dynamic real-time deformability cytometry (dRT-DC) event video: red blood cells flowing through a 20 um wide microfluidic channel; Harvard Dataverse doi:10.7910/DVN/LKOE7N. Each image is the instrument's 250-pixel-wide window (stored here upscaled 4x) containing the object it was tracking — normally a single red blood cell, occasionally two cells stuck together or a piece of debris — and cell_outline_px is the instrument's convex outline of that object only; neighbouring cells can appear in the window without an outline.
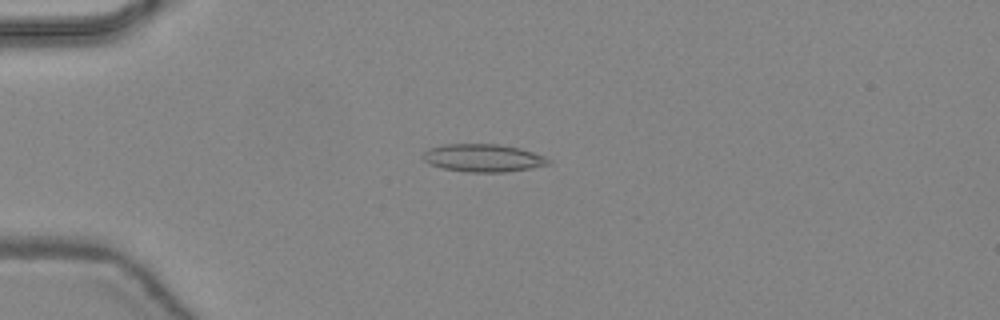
{"species": "common noctule bat (a hibernating species)", "species_latin": "Nyctalus noctula", "temperature_condition": "warm", "stored_images_in_passage": 47, "camera_frame_rate_fps": 3000, "um_per_image_px": 0.085, "animal": {"sex": "female", "body_mass_g": 24.6, "forearm_length_mm": 56.2}, "frame": {"image": 1, "passage_image": 13, "time_ms": 4.0, "image_size_px": [1000, 320], "cell_outline_px": [[552, 164], [532, 168], [504, 172], [464, 172], [440, 168], [428, 164], [420, 156], [428, 148], [444, 144], [500, 144], [520, 148], [544, 156], [552, 160]], "centroid_in_image_um": [41.05, 13.43], "position_along_channel_um": 44.0, "area_um2": 20.69}}
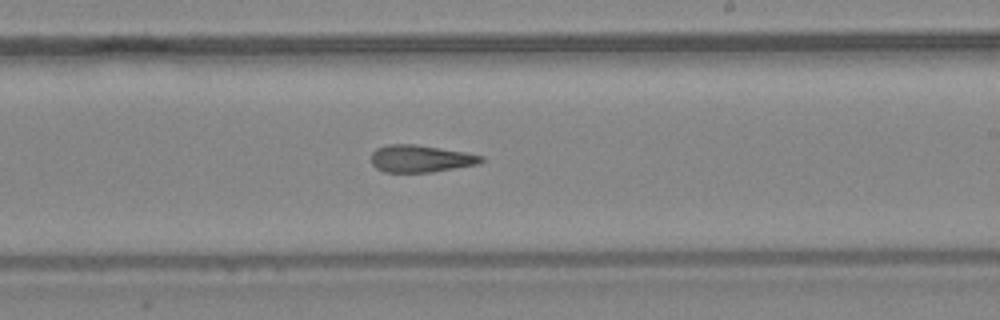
{"frame": {"image": 2, "passage_image": 29, "time_ms": 9.333, "image_size_px": [1000, 320], "cell_outline_px": [[484, 160], [480, 164], [432, 172], [384, 172], [376, 168], [372, 164], [372, 152], [376, 148], [388, 144], [416, 144], [464, 152], [484, 156]], "centroid_in_image_um": [35.76, 13.48], "position_along_channel_um": 253.2, "area_um2": 17.51}}
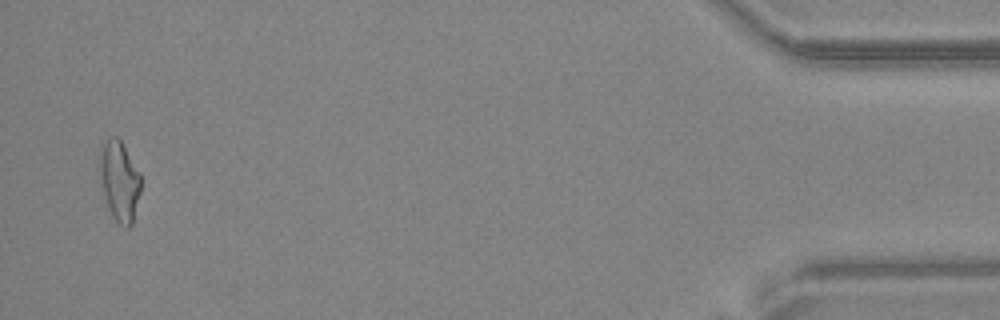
{"frame": {"image": 3, "passage_image": 46, "time_ms": 15.0, "image_size_px": [1000, 320], "cell_outline_px": [[140, 192], [132, 224], [128, 228], [124, 228], [112, 216], [100, 184], [96, 172], [100, 148], [104, 140], [112, 136], [116, 136], [120, 140], [140, 172]], "centroid_in_image_um": [10.1, 15.34], "position_along_channel_um": 425.1, "area_um2": 19.65}, "authors_computed_cell_mechanics": {"area_um2": 18.6694, "velocity_mm_per_s": 4.4677, "shape_relaxation_time_tau1_ms": null, "shape_relaxation_time_tau2_ms": 3.8986, "deformation_change_tau1": null, "deformation_change_tau2": 0.1546}}